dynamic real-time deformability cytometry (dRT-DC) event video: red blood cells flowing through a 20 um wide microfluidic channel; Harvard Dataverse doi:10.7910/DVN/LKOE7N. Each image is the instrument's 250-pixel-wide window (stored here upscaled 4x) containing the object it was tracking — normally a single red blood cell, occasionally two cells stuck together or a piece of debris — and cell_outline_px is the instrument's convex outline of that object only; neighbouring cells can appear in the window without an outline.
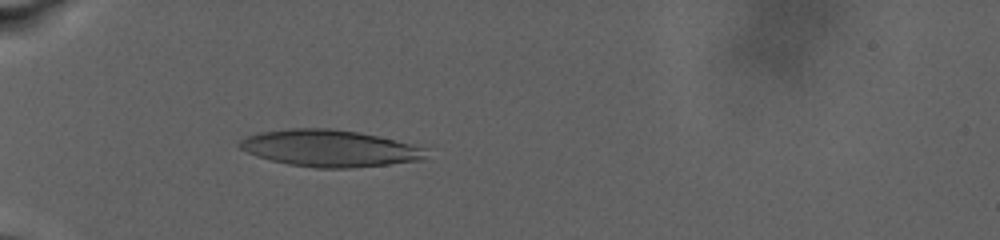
{"species": "human", "species_latin": "Homo sapiens", "temperature_condition": "warm", "stored_images_in_passage": 73, "camera_frame_rate_fps": 3000, "um_per_image_px": 0.085, "donor": {"sex": "male"}, "frame": {"image": 1, "passage_image": 5, "time_ms": 1.333, "image_size_px": [1000, 240], "cell_outline_px": [[424, 156], [420, 160], [388, 164], [352, 168], [316, 168], [288, 164], [256, 156], [240, 148], [236, 144], [240, 140], [248, 136], [260, 132], [288, 128], [328, 128], [356, 132], [376, 136], [424, 148]], "centroid_in_image_um": [27.91, 12.61], "position_along_channel_um": 57.1, "area_um2": 39.36}}
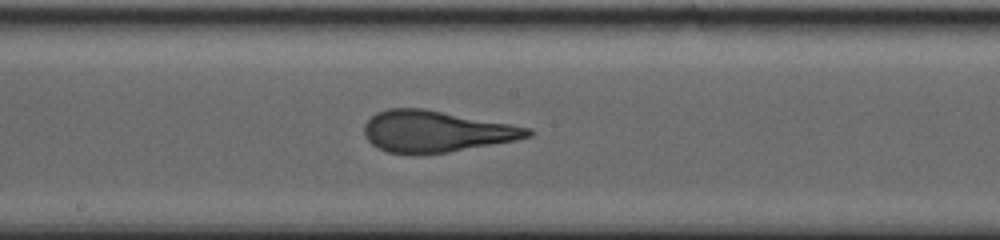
{"frame": {"image": 2, "passage_image": 32, "time_ms": 8.0, "image_size_px": [1000, 240], "cell_outline_px": [[536, 132], [532, 136], [516, 140], [448, 152], [416, 156], [388, 152], [376, 148], [364, 136], [364, 124], [376, 112], [388, 108], [424, 108], [532, 128]], "centroid_in_image_um": [37.04, 11.18], "position_along_channel_um": 211.2, "area_um2": 39.94}}
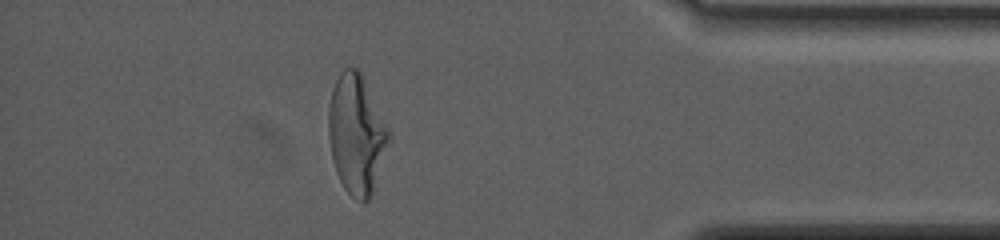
{"frame": {"image": 3, "passage_image": 61, "time_ms": 16.333, "image_size_px": [1000, 240], "cell_outline_px": [[392, 140], [372, 192], [368, 200], [364, 204], [360, 204], [344, 188], [336, 172], [332, 160], [328, 136], [328, 108], [332, 88], [340, 72], [344, 68], [356, 68], [360, 72], [392, 132]], "centroid_in_image_um": [30.32, 11.44], "position_along_channel_um": 404.9, "area_um2": 42.54}, "authors_computed_cell_mechanics": {"area_um2": 39.5352, "velocity_mm_per_s": 2.6527, "shape_relaxation_time_tau1_ms": 8.6166, "shape_relaxation_time_tau2_ms": 1.1205, "deformation_change_tau1": 0.3044, "deformation_change_tau2": 0.1028}}